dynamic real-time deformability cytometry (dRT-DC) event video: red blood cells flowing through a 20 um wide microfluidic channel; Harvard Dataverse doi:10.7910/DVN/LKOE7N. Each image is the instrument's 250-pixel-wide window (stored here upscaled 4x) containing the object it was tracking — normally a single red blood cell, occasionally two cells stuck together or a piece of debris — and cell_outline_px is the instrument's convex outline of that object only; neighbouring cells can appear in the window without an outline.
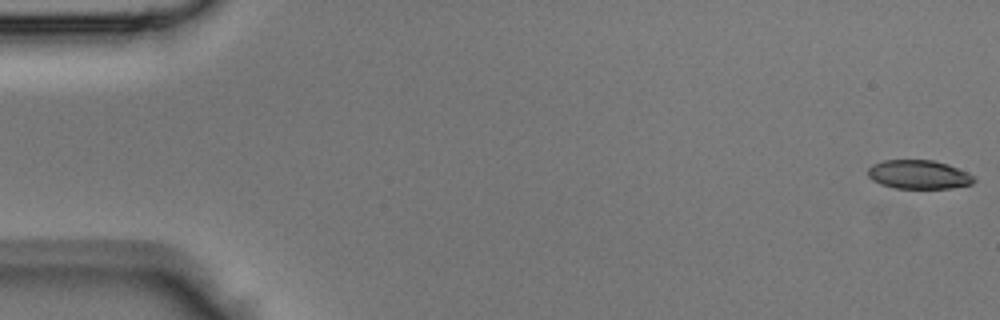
{"species": "Egyptian fruit bat (a non-hibernating species)", "species_latin": "Rousettus aegyptiacus", "temperature_condition": "room temperature", "stored_images_in_passage": 43, "camera_frame_rate_fps": 3000, "um_per_image_px": 0.085, "animal": {"sex": "male"}, "frame": {"image": 1, "passage_image": 1, "time_ms": 0.0, "image_size_px": [1000, 320], "cell_outline_px": [[976, 180], [972, 184], [952, 188], [896, 188], [880, 184], [872, 180], [868, 176], [868, 168], [872, 164], [884, 160], [932, 160], [948, 164], [976, 176]], "centroid_in_image_um": [78.1, 14.83], "position_along_channel_um": 6.9, "area_um2": 17.92}}
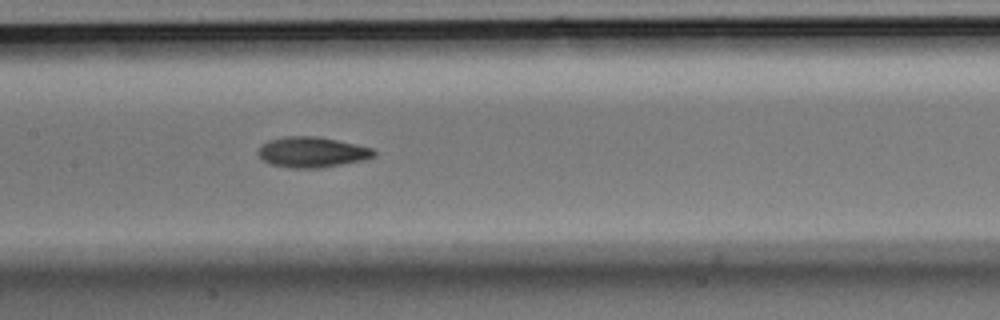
{"frame": {"image": 2, "passage_image": 21, "time_ms": 6.667, "image_size_px": [1000, 320], "cell_outline_px": [[376, 156], [364, 160], [320, 168], [292, 168], [272, 164], [264, 160], [256, 152], [260, 144], [268, 140], [284, 136], [316, 136], [356, 144], [372, 148], [376, 152]], "centroid_in_image_um": [26.51, 12.92], "position_along_channel_um": 180.9, "area_um2": 20.63}}
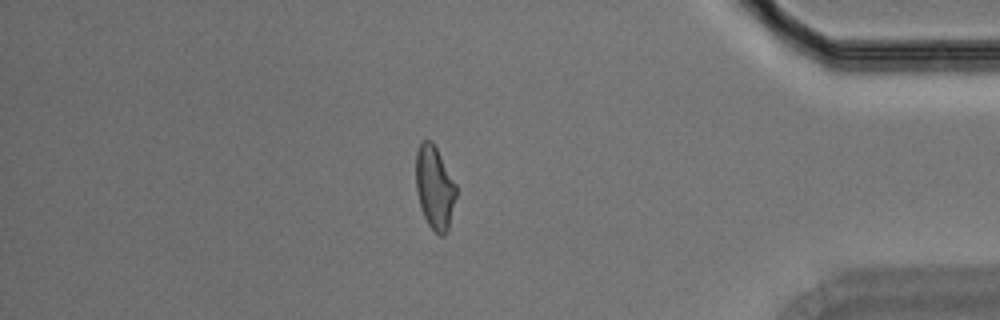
{"frame": {"image": 3, "passage_image": 37, "time_ms": 12.0, "image_size_px": [1000, 320], "cell_outline_px": [[456, 196], [448, 232], [444, 236], [440, 236], [428, 224], [424, 216], [416, 192], [416, 152], [420, 140], [432, 140], [456, 184]], "centroid_in_image_um": [36.94, 15.93], "position_along_channel_um": 398.3, "area_um2": 19.59}}